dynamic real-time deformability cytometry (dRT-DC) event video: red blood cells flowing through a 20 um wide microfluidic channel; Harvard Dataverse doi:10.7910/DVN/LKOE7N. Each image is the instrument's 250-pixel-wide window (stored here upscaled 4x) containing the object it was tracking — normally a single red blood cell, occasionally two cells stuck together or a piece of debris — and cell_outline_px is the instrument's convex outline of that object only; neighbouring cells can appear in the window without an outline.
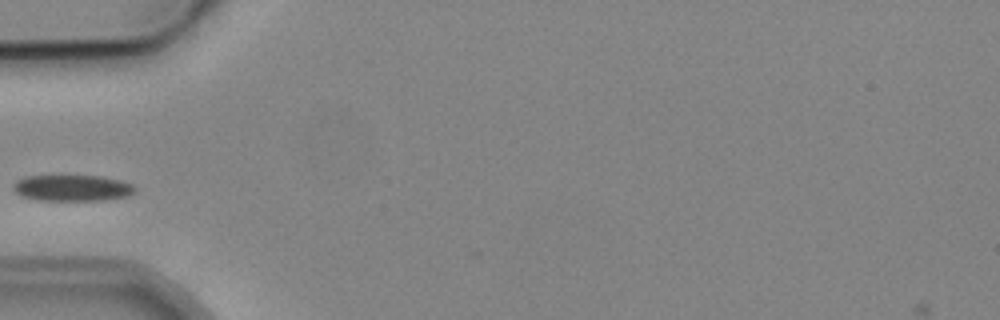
{"species": "common noctule bat (a hibernating species)", "species_latin": "Nyctalus noctula", "temperature_condition": "cold", "stored_images_in_passage": 1, "camera_frame_rate_fps": 3000, "um_per_image_px": 0.085, "animal": {"sex": "male", "body_mass_g": 19.2, "forearm_length_mm": 51.8}, "frame": {"image": 1, "passage_image": 1, "time_ms": 0.0, "image_size_px": [1000, 320], "cell_outline_px": [[136, 192], [128, 196], [104, 200], [36, 200], [20, 196], [12, 188], [12, 184], [16, 180], [28, 176], [100, 176], [132, 184], [136, 188]], "centroid_in_image_um": [6.11, 15.99], "position_along_channel_um": 78.9, "area_um2": 18.55}}